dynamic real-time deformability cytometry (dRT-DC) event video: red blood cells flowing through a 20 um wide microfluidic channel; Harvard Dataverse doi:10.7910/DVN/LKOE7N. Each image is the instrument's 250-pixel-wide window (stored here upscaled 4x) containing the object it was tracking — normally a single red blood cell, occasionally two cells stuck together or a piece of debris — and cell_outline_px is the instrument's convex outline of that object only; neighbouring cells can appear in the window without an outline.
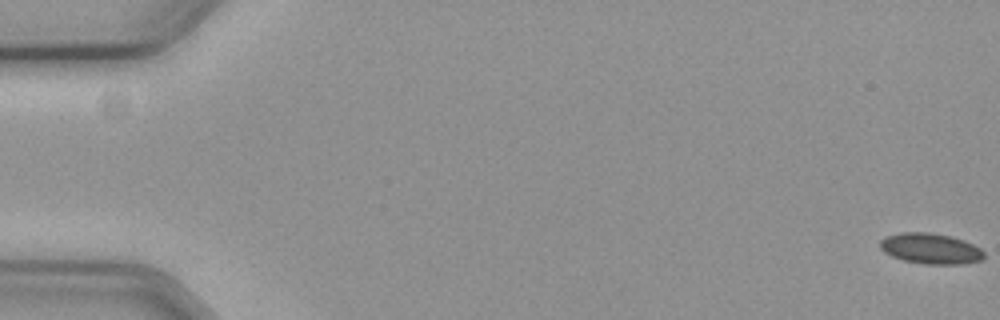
{"species": "common noctule bat (a hibernating species)", "species_latin": "Nyctalus noctula", "temperature_condition": "cold", "stored_images_in_passage": 61, "camera_frame_rate_fps": 3000, "um_per_image_px": 0.085, "animal": {"sex": "female", "body_mass_g": 19.3, "forearm_length_mm": 54.1}, "frame": {"image": 1, "passage_image": 1, "time_ms": 0.0, "image_size_px": [1000, 320], "cell_outline_px": [[984, 256], [980, 260], [964, 264], [924, 264], [904, 260], [892, 256], [884, 252], [880, 248], [880, 240], [888, 236], [900, 232], [928, 232], [948, 236], [964, 240], [980, 248], [984, 252]], "centroid_in_image_um": [79.09, 21.13], "position_along_channel_um": 5.9, "area_um2": 18.44}}
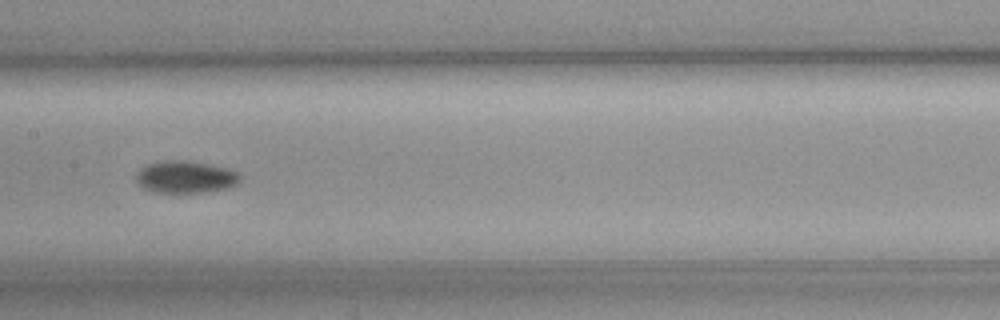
{"frame": {"image": 2, "passage_image": 31, "time_ms": 10.0, "image_size_px": [1000, 320], "cell_outline_px": [[240, 180], [236, 184], [228, 188], [204, 192], [156, 192], [144, 188], [136, 180], [136, 172], [140, 168], [148, 164], [164, 160], [188, 160], [228, 168], [236, 172], [240, 176]], "centroid_in_image_um": [15.76, 15.03], "position_along_channel_um": 191.6, "area_um2": 19.42}}
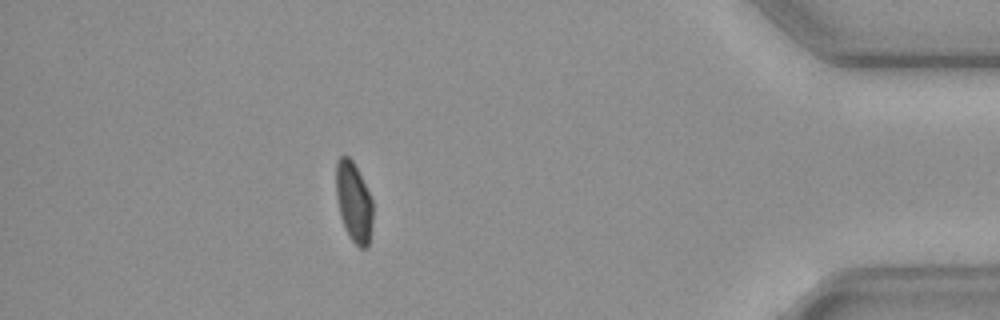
{"frame": {"image": 3, "passage_image": 53, "time_ms": 17.333, "image_size_px": [1000, 320], "cell_outline_px": [[372, 224], [368, 248], [360, 248], [352, 240], [340, 216], [336, 196], [336, 160], [340, 156], [348, 156], [352, 160], [372, 200]], "centroid_in_image_um": [30.06, 17.17], "position_along_channel_um": 405.1, "area_um2": 16.82}, "authors_computed_cell_mechanics": {"area_um2": 18.3804, "velocity_mm_per_s": 3.5898, "shape_relaxation_time_tau1_ms": 4.4417, "shape_relaxation_time_tau2_ms": null, "deformation_change_tau1": 0.0769, "deformation_change_tau2": null}}